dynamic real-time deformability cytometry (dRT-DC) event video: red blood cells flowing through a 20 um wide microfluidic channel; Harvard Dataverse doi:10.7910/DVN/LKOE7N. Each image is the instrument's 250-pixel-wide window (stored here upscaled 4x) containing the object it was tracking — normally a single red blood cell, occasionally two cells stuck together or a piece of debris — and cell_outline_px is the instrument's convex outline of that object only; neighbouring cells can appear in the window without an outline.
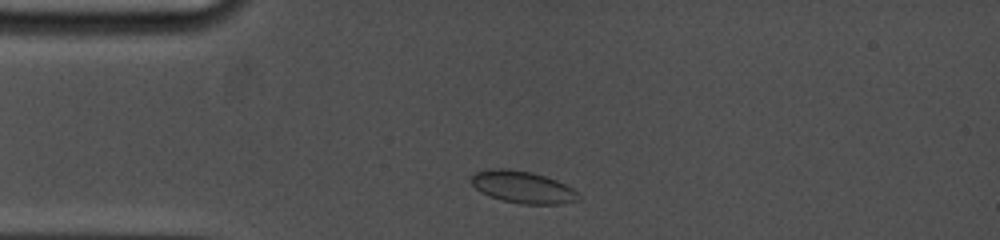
{"species": "common noctule bat (a hibernating species)", "species_latin": "Nyctalus noctula", "temperature_condition": "cold", "stored_images_in_passage": 12, "camera_frame_rate_fps": 5000, "um_per_image_px": 0.085, "animal": {"sex": "female", "body_mass_g": 19.0, "forearm_length_mm": 53.3}, "frame": {"image": 1, "passage_image": 4, "time_ms": 0.6, "image_size_px": [1000, 240], "cell_outline_px": [[580, 200], [560, 204], [520, 204], [488, 196], [480, 192], [468, 180], [476, 172], [492, 168], [508, 168], [532, 172], [556, 180], [572, 188], [580, 196]], "centroid_in_image_um": [44.4, 15.9], "position_along_channel_um": 40.6, "area_um2": 20.11}}
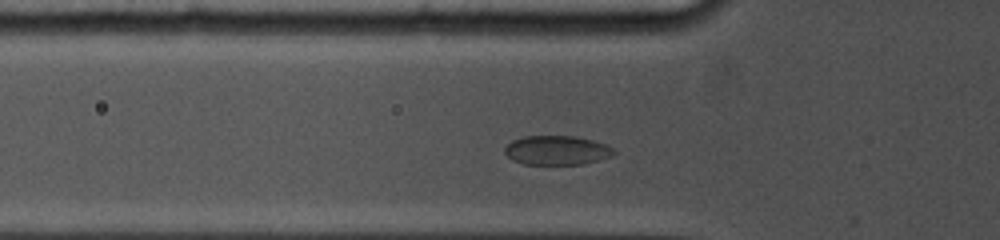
{"frame": {"image": 2, "passage_image": 11, "time_ms": 2.2, "image_size_px": [1000, 240], "cell_outline_px": [[616, 152], [612, 156], [600, 160], [584, 164], [524, 164], [512, 160], [504, 152], [504, 148], [512, 140], [524, 136], [572, 136], [592, 140], [604, 144], [612, 148]], "centroid_in_image_um": [47.32, 12.78], "position_along_channel_um": 78.5, "area_um2": 18.55}}